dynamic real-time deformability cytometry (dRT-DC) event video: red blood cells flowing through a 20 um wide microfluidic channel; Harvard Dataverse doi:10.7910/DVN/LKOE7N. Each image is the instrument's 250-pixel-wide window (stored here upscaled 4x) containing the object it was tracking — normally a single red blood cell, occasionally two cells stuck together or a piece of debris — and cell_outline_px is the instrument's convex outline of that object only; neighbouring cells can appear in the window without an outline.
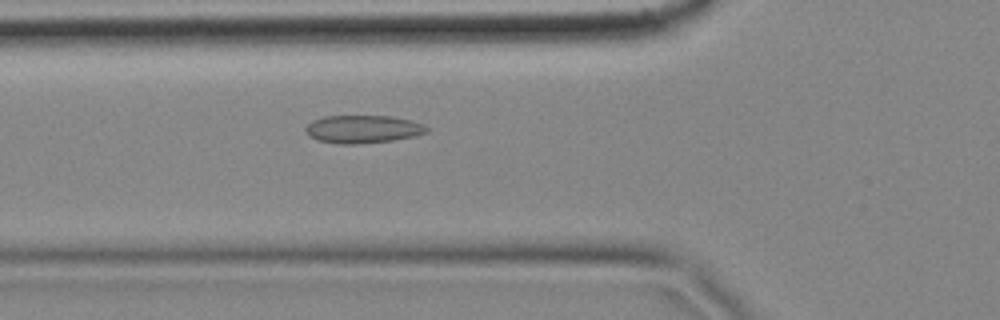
{"species": "common noctule bat (a hibernating species)", "species_latin": "Nyctalus noctula", "temperature_condition": "cold", "stored_images_in_passage": 56, "camera_frame_rate_fps": 3000, "um_per_image_px": 0.085, "animal": {"sex": "female", "body_mass_g": 18.4}, "frame": {"image": 1, "passage_image": 19, "time_ms": 6.0, "image_size_px": [1000, 320], "cell_outline_px": [[428, 132], [412, 136], [392, 140], [356, 144], [340, 144], [316, 140], [308, 136], [304, 128], [312, 120], [324, 116], [392, 116], [424, 124], [428, 128]], "centroid_in_image_um": [30.79, 10.97], "position_along_channel_um": 95.0, "area_um2": 19.65}}
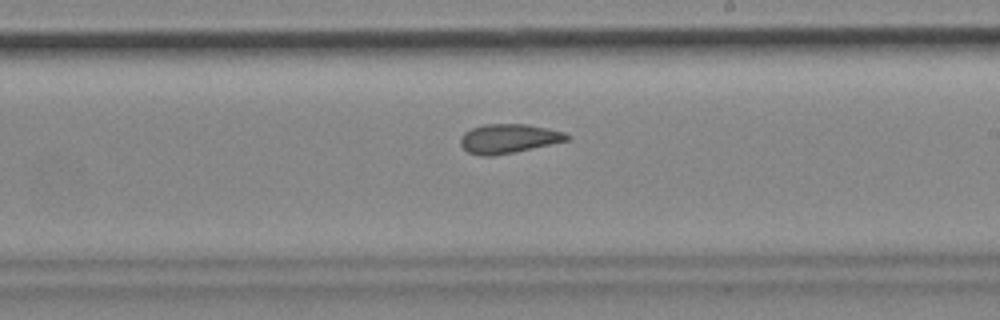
{"frame": {"image": 2, "passage_image": 32, "time_ms": 10.333, "image_size_px": [1000, 320], "cell_outline_px": [[572, 136], [568, 140], [516, 152], [492, 156], [480, 156], [468, 152], [460, 144], [460, 136], [464, 132], [472, 128], [484, 124], [528, 124], [564, 132]], "centroid_in_image_um": [43.21, 11.78], "position_along_channel_um": 245.8, "area_um2": 18.21}}
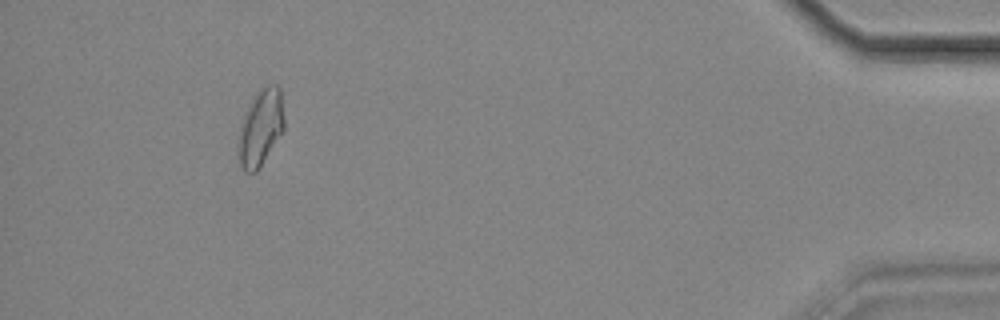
{"frame": {"image": 3, "passage_image": 52, "time_ms": 17.0, "image_size_px": [1000, 320], "cell_outline_px": [[284, 132], [260, 168], [256, 172], [244, 172], [240, 164], [240, 136], [244, 116], [256, 92], [260, 88], [268, 84], [276, 84], [280, 88], [284, 116]], "centroid_in_image_um": [22.22, 10.85], "position_along_channel_um": 413.0, "area_um2": 20.17}, "authors_computed_cell_mechanics": {"area_um2": 19.074, "velocity_mm_per_s": 3.4815, "shape_relaxation_time_tau1_ms": null, "shape_relaxation_time_tau2_ms": 2.2231, "deformation_change_tau1": null, "deformation_change_tau2": 0.0855}}